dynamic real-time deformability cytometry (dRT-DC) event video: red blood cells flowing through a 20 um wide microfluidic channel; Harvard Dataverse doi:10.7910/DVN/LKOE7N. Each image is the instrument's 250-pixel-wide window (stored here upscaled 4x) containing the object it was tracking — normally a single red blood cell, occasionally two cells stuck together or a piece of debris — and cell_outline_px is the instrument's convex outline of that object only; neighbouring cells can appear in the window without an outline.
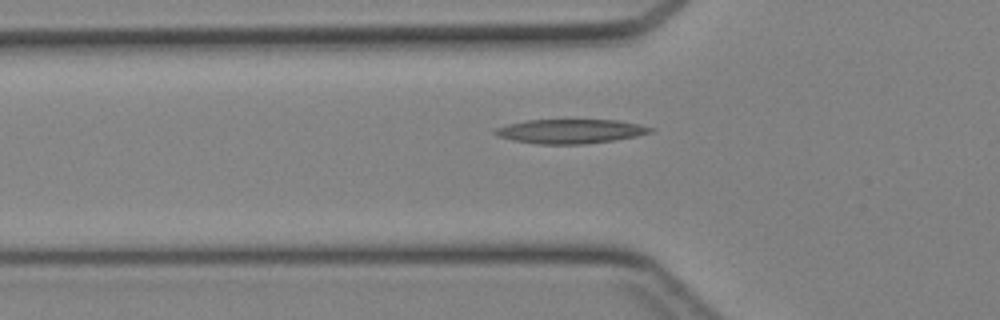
{"species": "Egyptian fruit bat (a non-hibernating species)", "species_latin": "Rousettus aegyptiacus", "temperature_condition": "cold", "stored_images_in_passage": 42, "camera_frame_rate_fps": 3000, "um_per_image_px": 0.085, "animal": {"sex": "female"}, "frame": {"image": 1, "passage_image": 15, "time_ms": 4.667, "image_size_px": [1000, 320], "cell_outline_px": [[656, 128], [652, 132], [636, 136], [612, 140], [584, 144], [536, 144], [512, 140], [496, 136], [492, 132], [496, 128], [508, 124], [528, 120], [616, 120]], "centroid_in_image_um": [48.44, 11.16], "position_along_channel_um": 77.4, "area_um2": 21.85}}
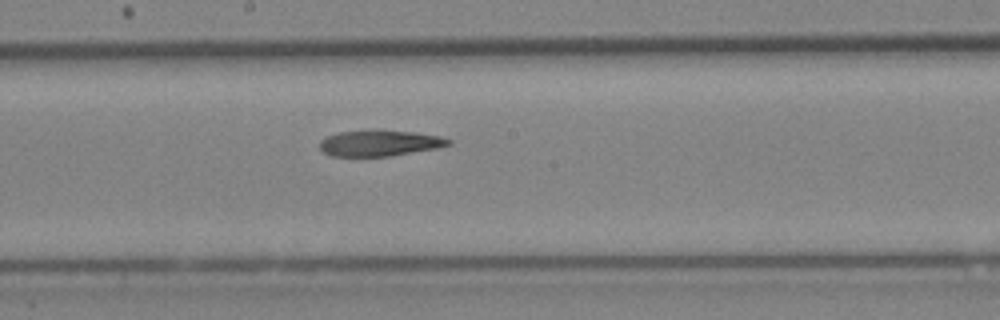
{"frame": {"image": 2, "passage_image": 24, "time_ms": 7.667, "image_size_px": [1000, 320], "cell_outline_px": [[452, 144], [436, 148], [392, 156], [332, 156], [324, 152], [320, 148], [320, 140], [328, 136], [340, 132], [416, 132], [440, 136], [452, 140]], "centroid_in_image_um": [32.31, 12.2], "position_along_channel_um": 215.9, "area_um2": 18.79}}
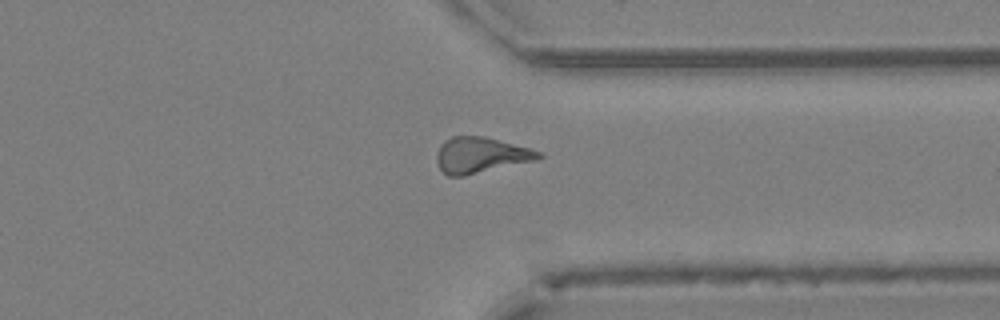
{"frame": {"image": 3, "passage_image": 34, "time_ms": 11.0, "image_size_px": [1000, 320], "cell_outline_px": [[544, 156], [536, 160], [464, 176], [448, 176], [440, 168], [436, 160], [436, 152], [440, 144], [444, 140], [452, 136], [484, 136], [532, 148], [540, 152]], "centroid_in_image_um": [40.85, 13.17], "position_along_channel_um": 370.6, "area_um2": 21.39}}